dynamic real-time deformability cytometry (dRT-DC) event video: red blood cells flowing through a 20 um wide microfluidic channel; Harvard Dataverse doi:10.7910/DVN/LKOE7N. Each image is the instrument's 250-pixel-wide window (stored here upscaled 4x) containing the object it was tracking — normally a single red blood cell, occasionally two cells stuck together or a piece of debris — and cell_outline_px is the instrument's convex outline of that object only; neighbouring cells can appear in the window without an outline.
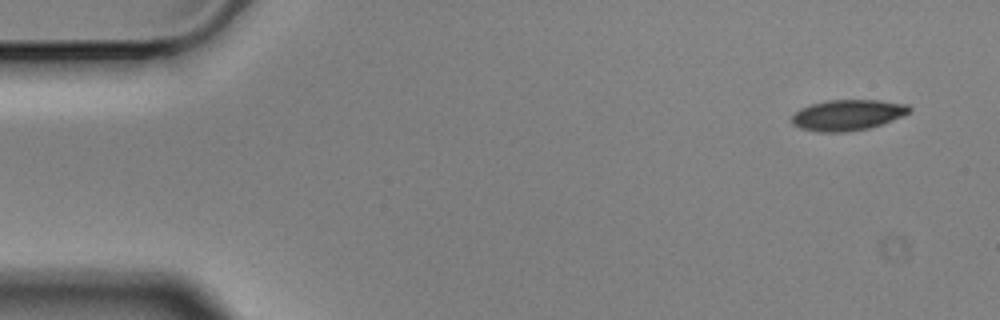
{"species": "Egyptian fruit bat (a non-hibernating species)", "species_latin": "Rousettus aegyptiacus", "temperature_condition": "cold", "stored_images_in_passage": 9, "camera_frame_rate_fps": 3000, "um_per_image_px": 0.085, "animal": {"sex": "male"}, "frame": {"image": 1, "passage_image": 1, "time_ms": 0.0, "image_size_px": [1000, 320], "cell_outline_px": [[912, 112], [904, 116], [868, 128], [844, 132], [820, 132], [800, 128], [792, 124], [792, 116], [800, 108], [824, 100], [880, 100], [908, 104], [912, 108]], "centroid_in_image_um": [72.08, 9.76], "position_along_channel_um": 12.9, "area_um2": 21.15}}
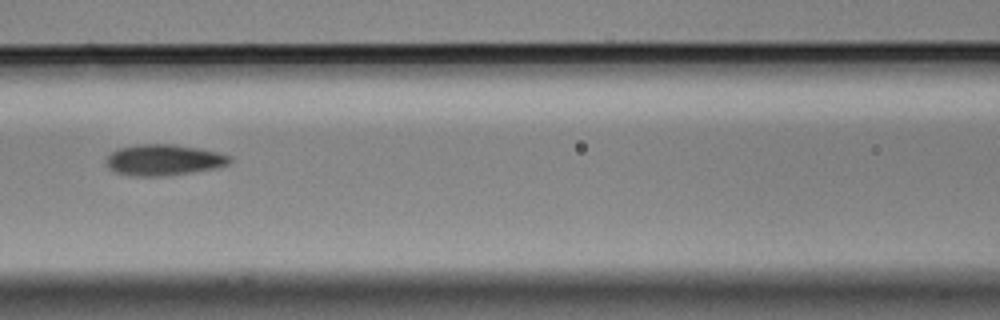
{"frame": {"image": 2, "passage_image": 7, "time_ms": 2.0, "image_size_px": [1000, 320], "cell_outline_px": [[232, 160], [228, 164], [216, 168], [168, 176], [132, 176], [116, 172], [108, 168], [104, 160], [112, 152], [120, 148], [136, 144], [172, 144], [196, 148], [216, 152], [232, 156]], "centroid_in_image_um": [13.9, 13.6], "position_along_channel_um": 152.7, "area_um2": 22.37}}
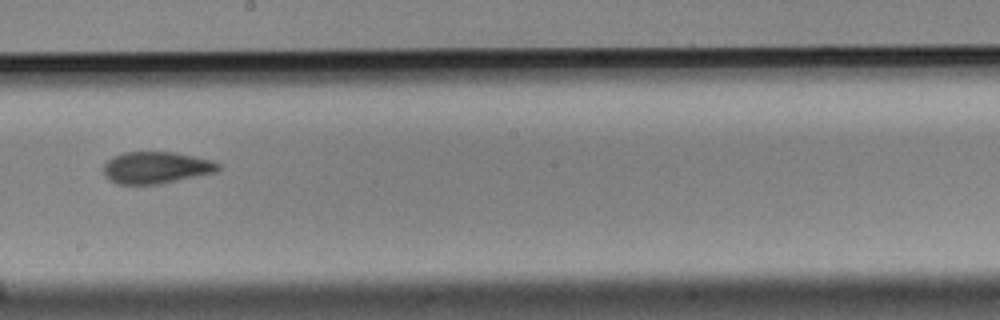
{"frame": {"image": 3, "passage_image": 9, "time_ms": 2.667, "image_size_px": [1000, 320], "cell_outline_px": [[220, 168], [216, 172], [160, 184], [116, 184], [108, 180], [104, 176], [104, 164], [112, 156], [124, 152], [172, 152], [196, 156], [212, 160], [220, 164]], "centroid_in_image_um": [13.26, 14.25], "position_along_channel_um": 234.9, "area_um2": 21.44}}